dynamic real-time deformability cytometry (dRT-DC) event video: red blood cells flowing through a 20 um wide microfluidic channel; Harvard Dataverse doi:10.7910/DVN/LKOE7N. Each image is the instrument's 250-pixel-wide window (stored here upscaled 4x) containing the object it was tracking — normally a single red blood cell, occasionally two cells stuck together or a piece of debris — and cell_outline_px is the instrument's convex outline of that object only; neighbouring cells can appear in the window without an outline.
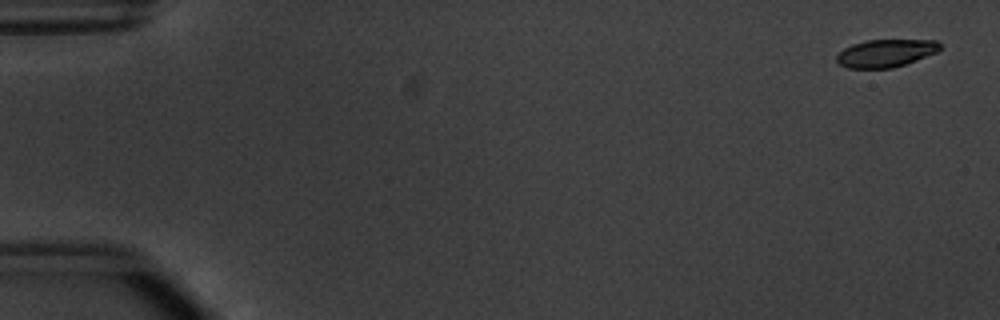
{"species": "common noctule bat (a hibernating species)", "species_latin": "Nyctalus noctula", "temperature_condition": "warm", "stored_images_in_passage": 54, "camera_frame_rate_fps": 3000, "um_per_image_px": 0.085, "animal": {"sex": "male", "body_mass_g": 20.1, "forearm_length_mm": 53.5}, "frame": {"image": 1, "passage_image": 2, "time_ms": 0.333, "image_size_px": [1000, 320], "cell_outline_px": [[940, 48], [936, 52], [916, 60], [892, 68], [848, 68], [840, 64], [836, 60], [836, 56], [844, 48], [852, 44], [868, 40], [936, 40], [940, 44]], "centroid_in_image_um": [75.26, 4.52], "position_along_channel_um": 9.7, "area_um2": 16.47}}
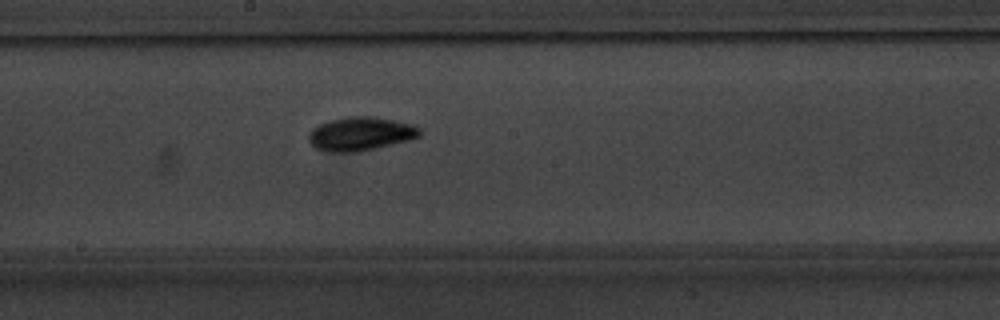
{"frame": {"image": 2, "passage_image": 30, "time_ms": 9.667, "image_size_px": [1000, 320], "cell_outline_px": [[420, 136], [408, 140], [356, 152], [324, 152], [316, 148], [308, 140], [308, 136], [312, 128], [320, 124], [332, 120], [352, 116], [372, 116], [412, 124], [420, 128]], "centroid_in_image_um": [30.62, 11.38], "position_along_channel_um": 217.6, "area_um2": 21.5}}
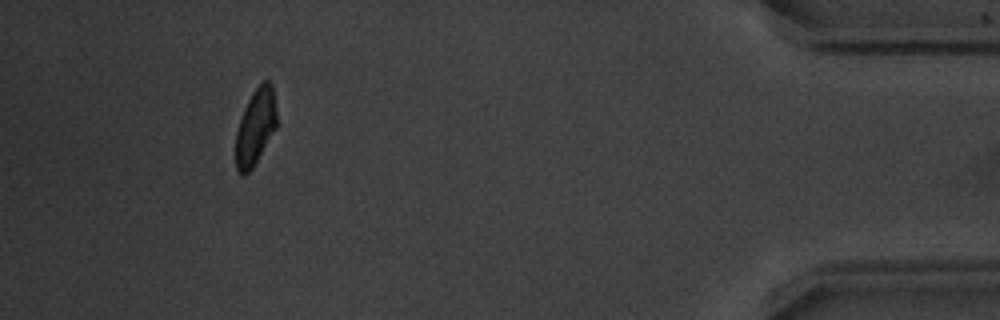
{"frame": {"image": 3, "passage_image": 50, "time_ms": 16.333, "image_size_px": [1000, 320], "cell_outline_px": [[276, 128], [252, 168], [244, 176], [240, 176], [236, 168], [236, 132], [244, 108], [252, 92], [264, 80], [268, 80], [272, 84], [276, 112]], "centroid_in_image_um": [21.7, 10.8], "position_along_channel_um": 413.5, "area_um2": 17.98}, "authors_computed_cell_mechanics": {"area_um2": 19.0162, "velocity_mm_per_s": 3.8017, "shape_relaxation_time_tau1_ms": 2.5187, "shape_relaxation_time_tau2_ms": 5.5135, "deformation_change_tau1": 0.1422, "deformation_change_tau2": 0.0976}}